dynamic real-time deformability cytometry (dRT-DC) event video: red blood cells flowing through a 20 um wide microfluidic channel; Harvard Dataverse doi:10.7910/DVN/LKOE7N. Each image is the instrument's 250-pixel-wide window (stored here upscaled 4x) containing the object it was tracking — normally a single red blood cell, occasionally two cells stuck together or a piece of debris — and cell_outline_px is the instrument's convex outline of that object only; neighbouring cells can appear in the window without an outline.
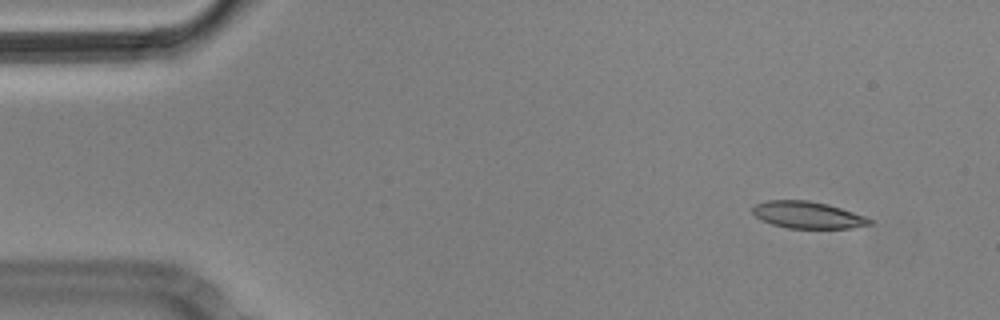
{"species": "Egyptian fruit bat (a non-hibernating species)", "species_latin": "Rousettus aegyptiacus", "temperature_condition": "cold", "stored_images_in_passage": 5, "segment_of_instrument_passage": [1, 2], "camera_frame_rate_fps": 3000, "um_per_image_px": 0.085, "animal": {"sex": "male"}, "frame": {"image": 1, "passage_image": 2, "time_ms": 0.333, "image_size_px": [1000, 320], "cell_outline_px": [[872, 224], [848, 228], [788, 228], [772, 224], [756, 216], [752, 212], [752, 208], [756, 204], [768, 200], [808, 200], [828, 204], [864, 216], [872, 220]], "centroid_in_image_um": [68.64, 18.26], "position_along_channel_um": 16.4, "area_um2": 18.09}}